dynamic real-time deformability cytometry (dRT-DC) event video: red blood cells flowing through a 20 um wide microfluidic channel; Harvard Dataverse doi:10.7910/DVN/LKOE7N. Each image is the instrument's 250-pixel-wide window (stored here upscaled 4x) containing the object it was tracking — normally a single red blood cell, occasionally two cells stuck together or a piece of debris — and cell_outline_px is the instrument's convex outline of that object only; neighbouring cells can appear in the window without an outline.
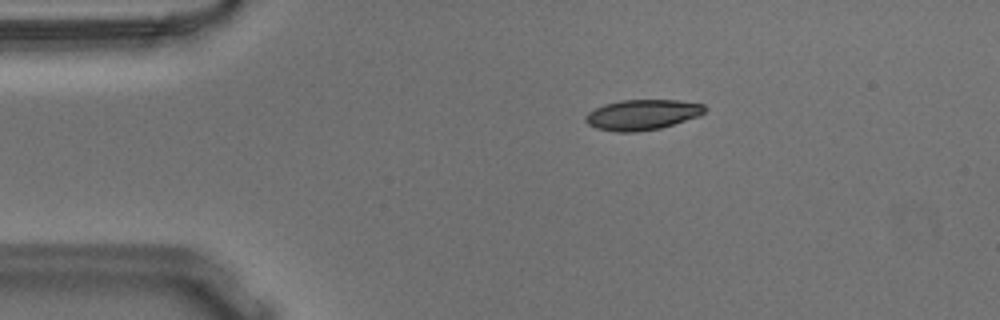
{"species": "Egyptian fruit bat (a non-hibernating species)", "species_latin": "Rousettus aegyptiacus", "temperature_condition": "warm", "stored_images_in_passage": 47, "camera_frame_rate_fps": 3000, "um_per_image_px": 0.085, "animal": {"sex": "male"}, "frame": {"image": 1, "passage_image": 2, "time_ms": 0.333, "image_size_px": [1000, 320], "cell_outline_px": [[708, 108], [700, 116], [660, 128], [636, 132], [616, 132], [596, 128], [588, 124], [584, 120], [584, 116], [588, 112], [604, 104], [620, 100], [676, 100], [704, 104]], "centroid_in_image_um": [54.59, 9.75], "position_along_channel_um": 30.4, "area_um2": 21.21}}
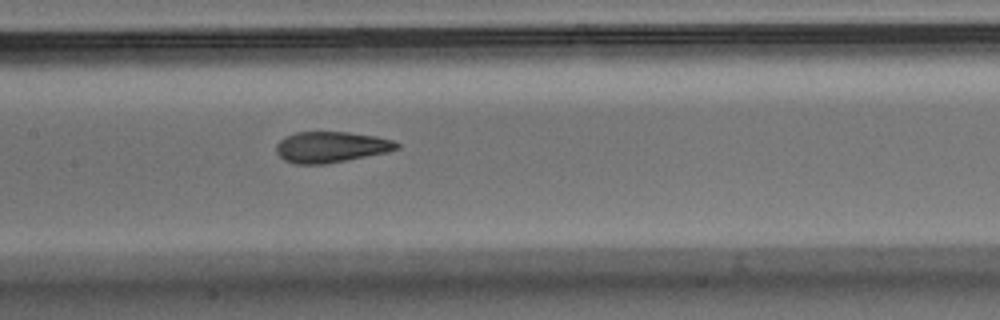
{"frame": {"image": 2, "passage_image": 18, "time_ms": 5.667, "image_size_px": [1000, 320], "cell_outline_px": [[400, 148], [388, 152], [324, 164], [292, 164], [284, 160], [276, 152], [276, 144], [280, 140], [296, 132], [348, 132], [376, 136], [392, 140], [400, 144]], "centroid_in_image_um": [28.14, 12.5], "position_along_channel_um": 179.3, "area_um2": 21.68}}
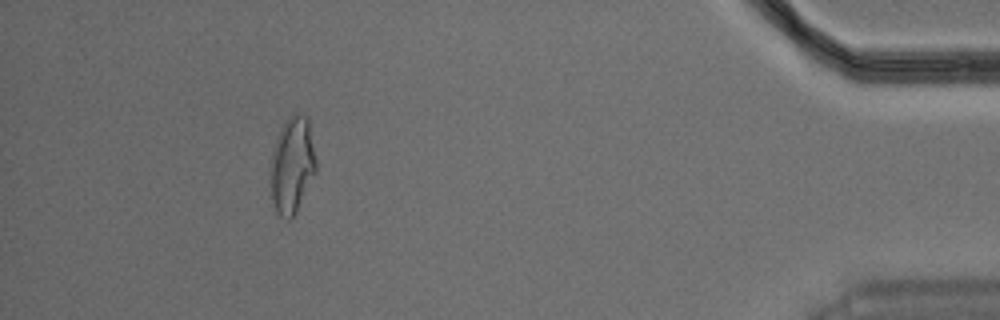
{"frame": {"image": 3, "passage_image": 42, "time_ms": 13.667, "image_size_px": [1000, 320], "cell_outline_px": [[316, 172], [296, 212], [288, 220], [280, 216], [276, 212], [272, 200], [268, 172], [272, 152], [276, 136], [280, 128], [296, 112], [300, 112], [308, 116], [316, 160]], "centroid_in_image_um": [24.81, 14.03], "position_along_channel_um": 410.4, "area_um2": 26.01}, "authors_computed_cell_mechanics": {"area_um2": 22.3686, "velocity_mm_per_s": 3.6376, "shape_relaxation_time_tau1_ms": 6.6781, "shape_relaxation_time_tau2_ms": 0.9329, "deformation_change_tau1": 0.1984, "deformation_change_tau2": 0.0693}}